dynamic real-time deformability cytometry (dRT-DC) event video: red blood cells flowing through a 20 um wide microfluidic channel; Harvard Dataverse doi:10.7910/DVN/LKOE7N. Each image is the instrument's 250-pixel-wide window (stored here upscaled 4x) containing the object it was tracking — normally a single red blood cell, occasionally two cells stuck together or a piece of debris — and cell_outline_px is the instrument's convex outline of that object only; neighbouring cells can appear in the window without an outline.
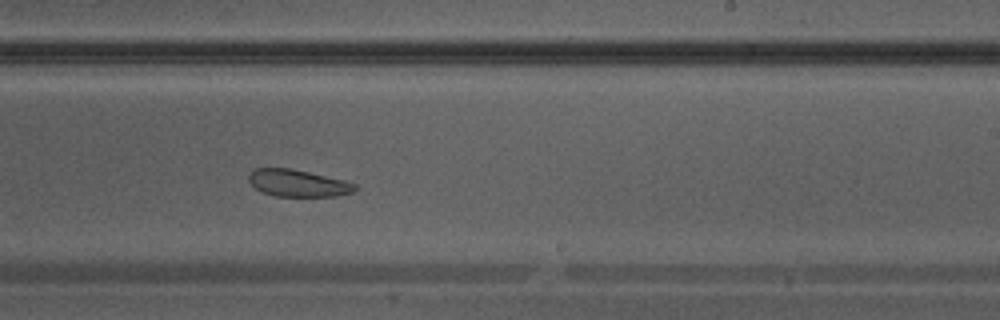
{"species": "Egyptian fruit bat (a non-hibernating species)", "species_latin": "Rousettus aegyptiacus", "temperature_condition": "warm", "stored_images_in_passage": 37, "camera_frame_rate_fps": 3000, "um_per_image_px": 0.085, "animal": {"sex": "male"}, "frame": {"image": 1, "passage_image": 21, "time_ms": 6.667, "image_size_px": [1000, 320], "cell_outline_px": [[356, 188], [352, 192], [336, 196], [276, 196], [264, 192], [256, 188], [248, 180], [248, 176], [252, 168], [292, 168], [344, 180], [356, 184]], "centroid_in_image_um": [25.3, 15.55], "position_along_channel_um": 263.7, "area_um2": 16.65}}